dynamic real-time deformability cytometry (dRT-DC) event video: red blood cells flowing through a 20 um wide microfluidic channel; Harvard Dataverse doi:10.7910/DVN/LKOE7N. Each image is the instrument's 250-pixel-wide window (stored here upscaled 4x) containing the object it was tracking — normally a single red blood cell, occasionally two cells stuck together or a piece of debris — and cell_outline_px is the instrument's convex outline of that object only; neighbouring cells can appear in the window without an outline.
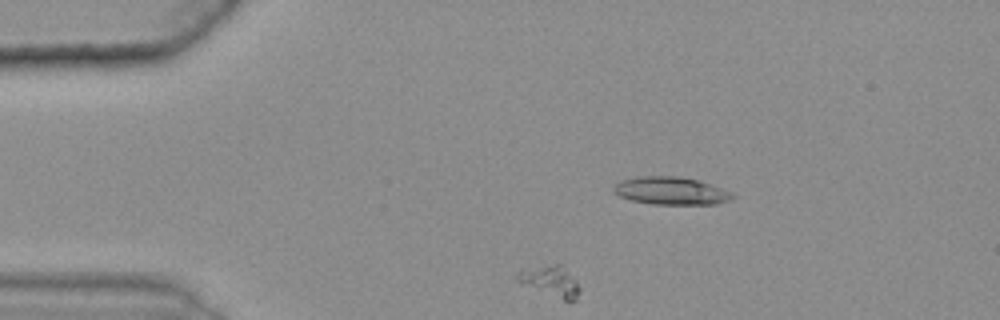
{"species": "common noctule bat (a hibernating species)", "species_latin": "Nyctalus noctula", "temperature_condition": "warm", "stored_images_in_passage": 44, "segment_of_instrument_passage": [2, 2], "camera_frame_rate_fps": 3000, "um_per_image_px": 0.085, "animal": {"sex": "female", "body_mass_g": 25.1}, "frame": {"image": 1, "passage_image": 10, "time_ms": 3.0, "image_size_px": [1000, 320], "cell_outline_px": [[580, 292], [576, 300], [564, 300], [516, 280], [516, 272], [556, 264], [560, 264], [576, 280], [580, 288]], "centroid_in_image_um": [46.87, 23.91], "position_along_channel_um": 38.1, "area_um2": 10.4}}
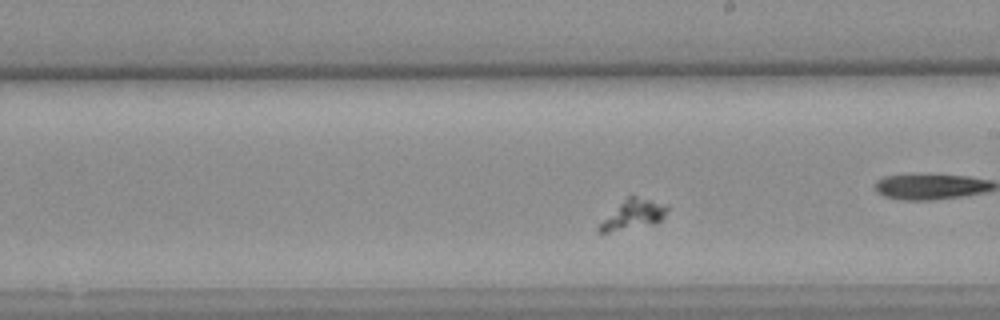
{"frame": {"image": 2, "passage_image": 30, "time_ms": 9.667, "image_size_px": [1000, 320], "cell_outline_px": [[668, 208], [664, 216], [656, 224], [608, 232], [596, 232], [596, 228], [628, 196], [636, 196], [668, 204]], "centroid_in_image_um": [53.87, 18.24], "position_along_channel_um": 235.1, "area_um2": 11.44}}